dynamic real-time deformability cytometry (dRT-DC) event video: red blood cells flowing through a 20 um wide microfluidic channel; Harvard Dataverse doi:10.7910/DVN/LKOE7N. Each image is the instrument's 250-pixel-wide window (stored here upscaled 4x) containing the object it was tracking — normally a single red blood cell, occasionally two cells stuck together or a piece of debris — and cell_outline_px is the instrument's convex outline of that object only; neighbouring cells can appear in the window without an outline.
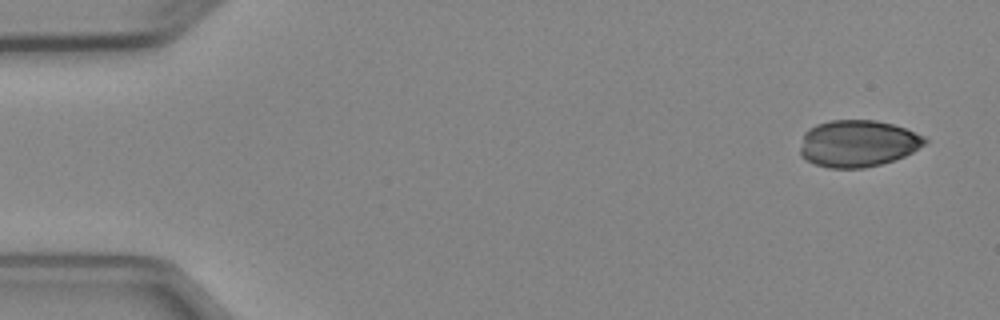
{"species": "Egyptian fruit bat (a non-hibernating species)", "species_latin": "Rousettus aegyptiacus", "temperature_condition": "cold", "stored_images_in_passage": 6, "camera_frame_rate_fps": 3000, "um_per_image_px": 0.085, "animal": {"sex": "female"}, "frame": {"image": 1, "passage_image": 1, "time_ms": 0.0, "image_size_px": [1000, 320], "cell_outline_px": [[928, 140], [924, 144], [912, 152], [904, 156], [880, 164], [864, 168], [828, 168], [816, 164], [800, 156], [800, 148], [804, 132], [808, 128], [816, 124], [828, 120], [876, 120], [892, 124], [904, 128], [924, 136]], "centroid_in_image_um": [72.88, 12.19], "position_along_channel_um": 12.1, "area_um2": 33.99}}